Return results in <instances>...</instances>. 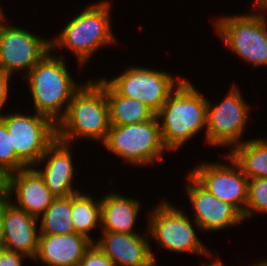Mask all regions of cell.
<instances>
[{
	"label": "cell",
	"instance_id": "1",
	"mask_svg": "<svg viewBox=\"0 0 267 266\" xmlns=\"http://www.w3.org/2000/svg\"><path fill=\"white\" fill-rule=\"evenodd\" d=\"M207 105L208 99L187 78L170 93L156 113L167 152L177 151L200 131L206 134Z\"/></svg>",
	"mask_w": 267,
	"mask_h": 266
},
{
	"label": "cell",
	"instance_id": "2",
	"mask_svg": "<svg viewBox=\"0 0 267 266\" xmlns=\"http://www.w3.org/2000/svg\"><path fill=\"white\" fill-rule=\"evenodd\" d=\"M57 139L71 144L77 138L105 142L110 124L104 88L95 79L73 94L65 116L57 123Z\"/></svg>",
	"mask_w": 267,
	"mask_h": 266
},
{
	"label": "cell",
	"instance_id": "3",
	"mask_svg": "<svg viewBox=\"0 0 267 266\" xmlns=\"http://www.w3.org/2000/svg\"><path fill=\"white\" fill-rule=\"evenodd\" d=\"M49 50L24 76L33 98L35 112L50 118L56 125L65 116L73 94L82 86L73 80L64 54Z\"/></svg>",
	"mask_w": 267,
	"mask_h": 266
},
{
	"label": "cell",
	"instance_id": "4",
	"mask_svg": "<svg viewBox=\"0 0 267 266\" xmlns=\"http://www.w3.org/2000/svg\"><path fill=\"white\" fill-rule=\"evenodd\" d=\"M110 8L111 3L108 0L90 4L83 12L72 17L54 40H50L51 50H70L80 66L87 64L101 47L117 44L110 24Z\"/></svg>",
	"mask_w": 267,
	"mask_h": 266
},
{
	"label": "cell",
	"instance_id": "5",
	"mask_svg": "<svg viewBox=\"0 0 267 266\" xmlns=\"http://www.w3.org/2000/svg\"><path fill=\"white\" fill-rule=\"evenodd\" d=\"M103 145L125 162L145 167L160 162L167 151L157 116L138 124L111 125Z\"/></svg>",
	"mask_w": 267,
	"mask_h": 266
},
{
	"label": "cell",
	"instance_id": "6",
	"mask_svg": "<svg viewBox=\"0 0 267 266\" xmlns=\"http://www.w3.org/2000/svg\"><path fill=\"white\" fill-rule=\"evenodd\" d=\"M165 200L163 199L159 205L149 210L145 234L151 235L162 249L211 257L213 254L202 244L195 233L194 227L200 230L197 223L193 220L192 226L190 217L182 209L176 208L175 205Z\"/></svg>",
	"mask_w": 267,
	"mask_h": 266
},
{
	"label": "cell",
	"instance_id": "7",
	"mask_svg": "<svg viewBox=\"0 0 267 266\" xmlns=\"http://www.w3.org/2000/svg\"><path fill=\"white\" fill-rule=\"evenodd\" d=\"M250 12L218 17L214 22L215 31L232 53L254 68L267 66V19L253 10Z\"/></svg>",
	"mask_w": 267,
	"mask_h": 266
},
{
	"label": "cell",
	"instance_id": "8",
	"mask_svg": "<svg viewBox=\"0 0 267 266\" xmlns=\"http://www.w3.org/2000/svg\"><path fill=\"white\" fill-rule=\"evenodd\" d=\"M11 134L12 146L16 155L28 166L34 167L46 149L57 139V126L48 117L34 113H0Z\"/></svg>",
	"mask_w": 267,
	"mask_h": 266
},
{
	"label": "cell",
	"instance_id": "9",
	"mask_svg": "<svg viewBox=\"0 0 267 266\" xmlns=\"http://www.w3.org/2000/svg\"><path fill=\"white\" fill-rule=\"evenodd\" d=\"M239 87L233 83L222 101L214 105L208 100L206 117V144L226 146L232 149L243 142L241 137L249 121L250 105L247 104ZM212 104V105H210Z\"/></svg>",
	"mask_w": 267,
	"mask_h": 266
},
{
	"label": "cell",
	"instance_id": "10",
	"mask_svg": "<svg viewBox=\"0 0 267 266\" xmlns=\"http://www.w3.org/2000/svg\"><path fill=\"white\" fill-rule=\"evenodd\" d=\"M181 78L176 80L167 71L130 66L113 79H104L119 95L140 100L156 114L184 79Z\"/></svg>",
	"mask_w": 267,
	"mask_h": 266
},
{
	"label": "cell",
	"instance_id": "11",
	"mask_svg": "<svg viewBox=\"0 0 267 266\" xmlns=\"http://www.w3.org/2000/svg\"><path fill=\"white\" fill-rule=\"evenodd\" d=\"M0 21V70L15 75L31 69L51 50L50 40Z\"/></svg>",
	"mask_w": 267,
	"mask_h": 266
},
{
	"label": "cell",
	"instance_id": "12",
	"mask_svg": "<svg viewBox=\"0 0 267 266\" xmlns=\"http://www.w3.org/2000/svg\"><path fill=\"white\" fill-rule=\"evenodd\" d=\"M226 155L230 166L222 162L200 161L189 173L211 194L234 206L244 217L249 179L239 164L228 153Z\"/></svg>",
	"mask_w": 267,
	"mask_h": 266
},
{
	"label": "cell",
	"instance_id": "13",
	"mask_svg": "<svg viewBox=\"0 0 267 266\" xmlns=\"http://www.w3.org/2000/svg\"><path fill=\"white\" fill-rule=\"evenodd\" d=\"M186 193L193 210L194 220L201 231H217L232 227L244 221L243 215L231 204L216 198L205 189L190 173Z\"/></svg>",
	"mask_w": 267,
	"mask_h": 266
},
{
	"label": "cell",
	"instance_id": "14",
	"mask_svg": "<svg viewBox=\"0 0 267 266\" xmlns=\"http://www.w3.org/2000/svg\"><path fill=\"white\" fill-rule=\"evenodd\" d=\"M94 243L116 266H157L147 235L101 232ZM155 255V256H154Z\"/></svg>",
	"mask_w": 267,
	"mask_h": 266
},
{
	"label": "cell",
	"instance_id": "15",
	"mask_svg": "<svg viewBox=\"0 0 267 266\" xmlns=\"http://www.w3.org/2000/svg\"><path fill=\"white\" fill-rule=\"evenodd\" d=\"M71 144L56 139L44 152L41 159L34 166L42 162L45 163L44 169H35L43 178L45 185L56 197H69L79 193L73 187L74 164Z\"/></svg>",
	"mask_w": 267,
	"mask_h": 266
},
{
	"label": "cell",
	"instance_id": "16",
	"mask_svg": "<svg viewBox=\"0 0 267 266\" xmlns=\"http://www.w3.org/2000/svg\"><path fill=\"white\" fill-rule=\"evenodd\" d=\"M38 218L16 207L11 200L2 203L3 248L34 259L38 249L40 229Z\"/></svg>",
	"mask_w": 267,
	"mask_h": 266
},
{
	"label": "cell",
	"instance_id": "17",
	"mask_svg": "<svg viewBox=\"0 0 267 266\" xmlns=\"http://www.w3.org/2000/svg\"><path fill=\"white\" fill-rule=\"evenodd\" d=\"M13 193L16 202H11L36 218H39L57 198L47 188L35 167H28L11 173L10 200H12Z\"/></svg>",
	"mask_w": 267,
	"mask_h": 266
},
{
	"label": "cell",
	"instance_id": "18",
	"mask_svg": "<svg viewBox=\"0 0 267 266\" xmlns=\"http://www.w3.org/2000/svg\"><path fill=\"white\" fill-rule=\"evenodd\" d=\"M93 242L79 233L65 235L40 234L33 260L48 266H79L85 251Z\"/></svg>",
	"mask_w": 267,
	"mask_h": 266
},
{
	"label": "cell",
	"instance_id": "19",
	"mask_svg": "<svg viewBox=\"0 0 267 266\" xmlns=\"http://www.w3.org/2000/svg\"><path fill=\"white\" fill-rule=\"evenodd\" d=\"M141 206L138 200L111 192L101 199V231L138 234L134 231Z\"/></svg>",
	"mask_w": 267,
	"mask_h": 266
},
{
	"label": "cell",
	"instance_id": "20",
	"mask_svg": "<svg viewBox=\"0 0 267 266\" xmlns=\"http://www.w3.org/2000/svg\"><path fill=\"white\" fill-rule=\"evenodd\" d=\"M96 81L104 88L109 105L111 125H131L150 120L156 114L140 100L119 95L104 79Z\"/></svg>",
	"mask_w": 267,
	"mask_h": 266
},
{
	"label": "cell",
	"instance_id": "21",
	"mask_svg": "<svg viewBox=\"0 0 267 266\" xmlns=\"http://www.w3.org/2000/svg\"><path fill=\"white\" fill-rule=\"evenodd\" d=\"M248 179L267 178V139H249L228 153Z\"/></svg>",
	"mask_w": 267,
	"mask_h": 266
},
{
	"label": "cell",
	"instance_id": "22",
	"mask_svg": "<svg viewBox=\"0 0 267 266\" xmlns=\"http://www.w3.org/2000/svg\"><path fill=\"white\" fill-rule=\"evenodd\" d=\"M72 219V195L57 197L38 218L40 220V234L65 235L75 233Z\"/></svg>",
	"mask_w": 267,
	"mask_h": 266
},
{
	"label": "cell",
	"instance_id": "23",
	"mask_svg": "<svg viewBox=\"0 0 267 266\" xmlns=\"http://www.w3.org/2000/svg\"><path fill=\"white\" fill-rule=\"evenodd\" d=\"M93 199L91 195L80 192L72 195V222L75 233L86 236L94 243L89 233L97 226L101 229V199Z\"/></svg>",
	"mask_w": 267,
	"mask_h": 266
},
{
	"label": "cell",
	"instance_id": "24",
	"mask_svg": "<svg viewBox=\"0 0 267 266\" xmlns=\"http://www.w3.org/2000/svg\"><path fill=\"white\" fill-rule=\"evenodd\" d=\"M257 212L267 213V178L249 179L248 182V200L244 220Z\"/></svg>",
	"mask_w": 267,
	"mask_h": 266
},
{
	"label": "cell",
	"instance_id": "25",
	"mask_svg": "<svg viewBox=\"0 0 267 266\" xmlns=\"http://www.w3.org/2000/svg\"><path fill=\"white\" fill-rule=\"evenodd\" d=\"M0 167L9 173L28 168L16 155L12 146L11 134L8 133L5 122L0 118Z\"/></svg>",
	"mask_w": 267,
	"mask_h": 266
},
{
	"label": "cell",
	"instance_id": "26",
	"mask_svg": "<svg viewBox=\"0 0 267 266\" xmlns=\"http://www.w3.org/2000/svg\"><path fill=\"white\" fill-rule=\"evenodd\" d=\"M79 266H116L95 244L85 251Z\"/></svg>",
	"mask_w": 267,
	"mask_h": 266
},
{
	"label": "cell",
	"instance_id": "27",
	"mask_svg": "<svg viewBox=\"0 0 267 266\" xmlns=\"http://www.w3.org/2000/svg\"><path fill=\"white\" fill-rule=\"evenodd\" d=\"M30 259L25 254L10 251L7 249H0V266H23V259Z\"/></svg>",
	"mask_w": 267,
	"mask_h": 266
},
{
	"label": "cell",
	"instance_id": "28",
	"mask_svg": "<svg viewBox=\"0 0 267 266\" xmlns=\"http://www.w3.org/2000/svg\"><path fill=\"white\" fill-rule=\"evenodd\" d=\"M10 175L11 173L0 167V203L10 200Z\"/></svg>",
	"mask_w": 267,
	"mask_h": 266
},
{
	"label": "cell",
	"instance_id": "29",
	"mask_svg": "<svg viewBox=\"0 0 267 266\" xmlns=\"http://www.w3.org/2000/svg\"><path fill=\"white\" fill-rule=\"evenodd\" d=\"M12 76L10 74L4 73L0 70V112L4 105L7 103V99L10 97V80Z\"/></svg>",
	"mask_w": 267,
	"mask_h": 266
},
{
	"label": "cell",
	"instance_id": "30",
	"mask_svg": "<svg viewBox=\"0 0 267 266\" xmlns=\"http://www.w3.org/2000/svg\"><path fill=\"white\" fill-rule=\"evenodd\" d=\"M254 3H255L253 4L254 7L252 9L256 10L257 13L262 14L264 16L265 15L264 11H267V0H255Z\"/></svg>",
	"mask_w": 267,
	"mask_h": 266
},
{
	"label": "cell",
	"instance_id": "31",
	"mask_svg": "<svg viewBox=\"0 0 267 266\" xmlns=\"http://www.w3.org/2000/svg\"><path fill=\"white\" fill-rule=\"evenodd\" d=\"M3 245H4V233L2 225V203H0V249L3 248Z\"/></svg>",
	"mask_w": 267,
	"mask_h": 266
},
{
	"label": "cell",
	"instance_id": "32",
	"mask_svg": "<svg viewBox=\"0 0 267 266\" xmlns=\"http://www.w3.org/2000/svg\"><path fill=\"white\" fill-rule=\"evenodd\" d=\"M209 264V265H208ZM224 264H223V262L221 263V261H220V259L219 258H215L214 257V260L213 261H211V262H209V263H207V264H205L204 262H203V265L202 266H223Z\"/></svg>",
	"mask_w": 267,
	"mask_h": 266
},
{
	"label": "cell",
	"instance_id": "33",
	"mask_svg": "<svg viewBox=\"0 0 267 266\" xmlns=\"http://www.w3.org/2000/svg\"><path fill=\"white\" fill-rule=\"evenodd\" d=\"M4 19H6V16H5V13L3 14V9H2V7L0 5V21H2Z\"/></svg>",
	"mask_w": 267,
	"mask_h": 266
},
{
	"label": "cell",
	"instance_id": "34",
	"mask_svg": "<svg viewBox=\"0 0 267 266\" xmlns=\"http://www.w3.org/2000/svg\"><path fill=\"white\" fill-rule=\"evenodd\" d=\"M258 263L257 264H254L253 266H265L262 262H261V260H260V262L259 261H257Z\"/></svg>",
	"mask_w": 267,
	"mask_h": 266
},
{
	"label": "cell",
	"instance_id": "35",
	"mask_svg": "<svg viewBox=\"0 0 267 266\" xmlns=\"http://www.w3.org/2000/svg\"><path fill=\"white\" fill-rule=\"evenodd\" d=\"M265 266H267V259L265 261H261Z\"/></svg>",
	"mask_w": 267,
	"mask_h": 266
}]
</instances>
